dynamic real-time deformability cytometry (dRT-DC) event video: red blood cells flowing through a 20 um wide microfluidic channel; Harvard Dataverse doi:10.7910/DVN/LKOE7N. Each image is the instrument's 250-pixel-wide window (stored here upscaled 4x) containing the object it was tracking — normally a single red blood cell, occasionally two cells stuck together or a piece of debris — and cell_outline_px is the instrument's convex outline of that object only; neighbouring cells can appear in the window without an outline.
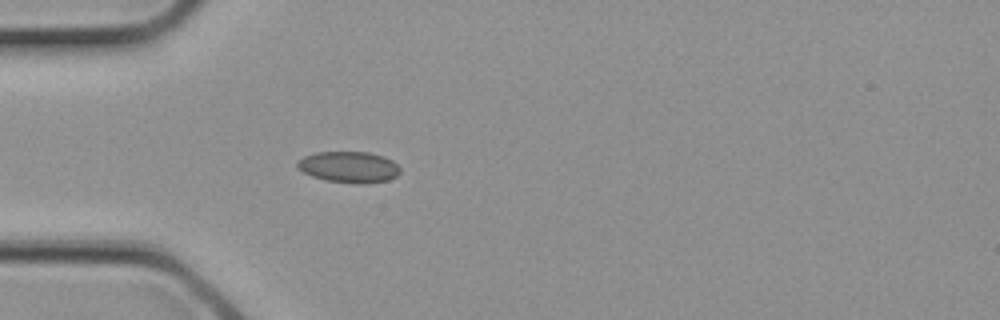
{"species": "common noctule bat (a hibernating species)", "species_latin": "Nyctalus noctula", "temperature_condition": "cold", "stored_images_in_passage": 2, "camera_frame_rate_fps": 3000, "um_per_image_px": 0.085, "animal": {"sex": "female", "body_mass_g": 21.9}, "frame": {"image": 1, "passage_image": 2, "time_ms": 0.333, "image_size_px": [1000, 320], "cell_outline_px": [[400, 172], [396, 176], [388, 180], [360, 184], [324, 180], [312, 176], [296, 168], [296, 160], [304, 156], [316, 152], [368, 152], [384, 156], [392, 160], [400, 168]], "centroid_in_image_um": [29.63, 14.19], "position_along_channel_um": 55.4, "area_um2": 18.79}}